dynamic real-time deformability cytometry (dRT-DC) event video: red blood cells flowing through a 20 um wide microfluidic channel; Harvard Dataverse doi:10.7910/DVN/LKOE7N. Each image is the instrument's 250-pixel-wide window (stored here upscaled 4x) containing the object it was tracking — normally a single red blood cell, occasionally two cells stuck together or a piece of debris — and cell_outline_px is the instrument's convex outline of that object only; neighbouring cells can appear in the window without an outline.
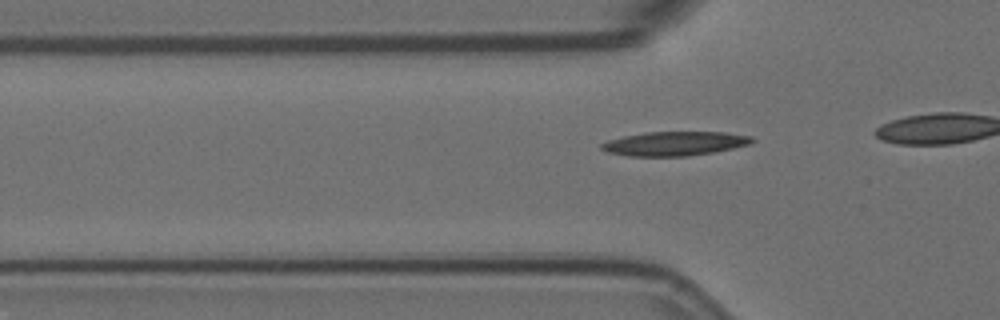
{"species": "Egyptian fruit bat (a non-hibernating species)", "species_latin": "Rousettus aegyptiacus", "temperature_condition": "room temperature", "stored_images_in_passage": 3, "segment_of_instrument_passage": [2, 2], "camera_frame_rate_fps": 3000, "um_per_image_px": 0.085, "animal": {"sex": "female"}, "frame": {"image": 1, "passage_image": 3, "time_ms": 0.667, "image_size_px": [1000, 320], "cell_outline_px": [[756, 140], [752, 144], [712, 152], [688, 156], [628, 156], [608, 152], [600, 148], [600, 144], [608, 140], [624, 136], [648, 132], [724, 132], [752, 136]], "centroid_in_image_um": [57.37, 12.2], "position_along_channel_um": 68.4, "area_um2": 21.15}}